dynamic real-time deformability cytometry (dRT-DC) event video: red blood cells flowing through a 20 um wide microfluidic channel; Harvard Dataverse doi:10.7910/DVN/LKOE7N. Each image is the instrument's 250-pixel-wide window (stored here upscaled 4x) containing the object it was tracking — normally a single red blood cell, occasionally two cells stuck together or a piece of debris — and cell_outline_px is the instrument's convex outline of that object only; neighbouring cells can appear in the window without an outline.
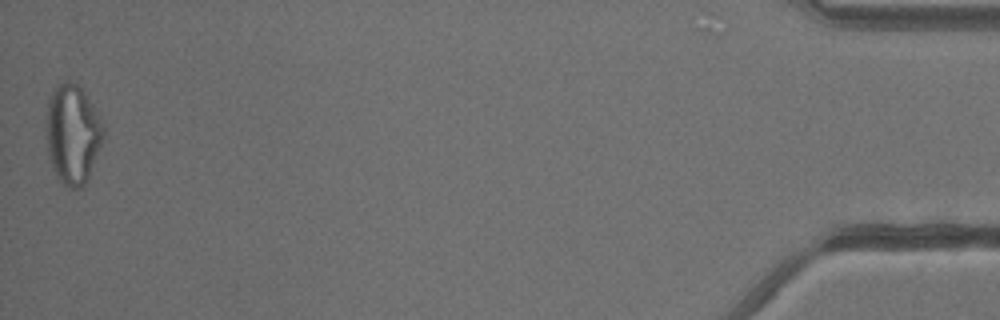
{"species": "common noctule bat (a hibernating species)", "species_latin": "Nyctalus noctula", "temperature_condition": "warm", "stored_images_in_passage": 40, "camera_frame_rate_fps": 3000, "um_per_image_px": 0.085, "animal": {"sex": "male", "body_mass_g": 13.3}, "frame": {"image": 1, "passage_image": 40, "time_ms": 13.0, "image_size_px": [1000, 320], "cell_outline_px": [[104, 136], [88, 176], [84, 184], [80, 188], [68, 188], [56, 176], [52, 168], [48, 156], [44, 120], [48, 104], [52, 92], [60, 84], [68, 80], [76, 84], [84, 92], [92, 104], [104, 124]], "centroid_in_image_um": [6.14, 11.4], "position_along_channel_um": 429.1, "area_um2": 33.06}}